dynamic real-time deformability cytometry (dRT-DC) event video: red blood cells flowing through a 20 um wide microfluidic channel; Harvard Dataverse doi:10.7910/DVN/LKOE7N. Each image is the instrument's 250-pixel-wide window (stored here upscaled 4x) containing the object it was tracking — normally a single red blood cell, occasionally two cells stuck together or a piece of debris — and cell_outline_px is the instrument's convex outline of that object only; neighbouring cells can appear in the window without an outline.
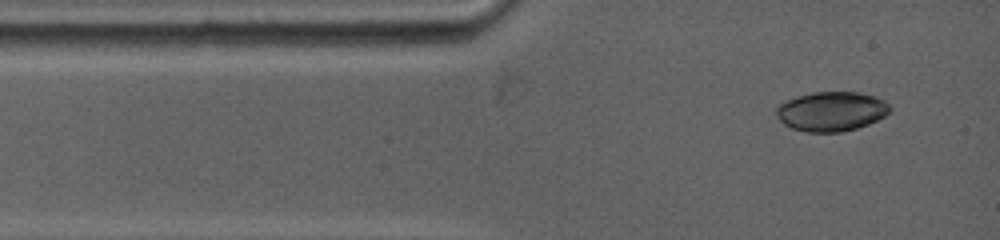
{"species": "common noctule bat (a hibernating species)", "species_latin": "Nyctalus noctula", "temperature_condition": "warm", "stored_images_in_passage": 7, "camera_frame_rate_fps": 5000, "um_per_image_px": 0.085, "animal": {"sex": "female", "body_mass_g": 19.0, "forearm_length_mm": 53.3}, "frame": {"image": 1, "passage_image": 1, "time_ms": 0.0, "image_size_px": [1000, 240], "cell_outline_px": [[888, 112], [884, 116], [868, 124], [856, 128], [840, 132], [808, 132], [792, 128], [784, 124], [776, 116], [776, 108], [780, 104], [796, 96], [816, 92], [860, 92], [876, 96], [884, 100], [888, 104]], "centroid_in_image_um": [70.65, 9.46], "position_along_channel_um": 14.3, "area_um2": 25.95}}
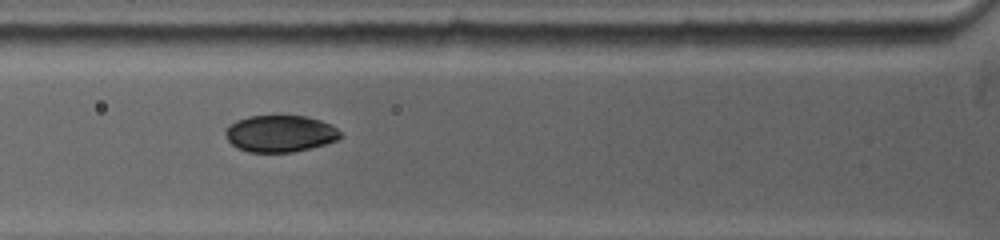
{"frame": {"image": 2, "passage_image": 6, "time_ms": 3.0, "image_size_px": [1000, 240], "cell_outline_px": [[344, 136], [336, 140], [312, 148], [292, 152], [248, 152], [236, 148], [228, 140], [224, 132], [224, 128], [228, 124], [236, 120], [248, 116], [308, 116], [332, 124]], "centroid_in_image_um": [23.79, 11.35], "position_along_channel_um": 102.0, "area_um2": 24.91}}
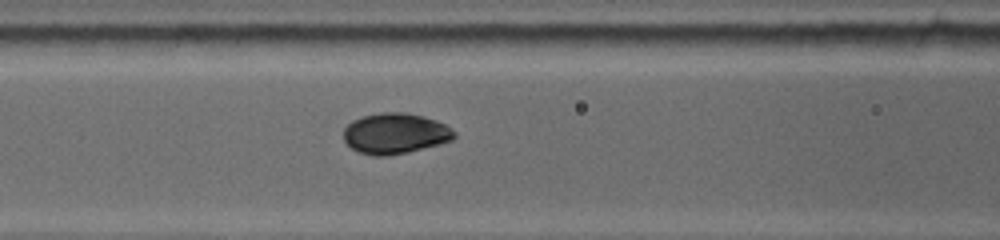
{"frame": {"image": 3, "passage_image": 7, "time_ms": 3.8, "image_size_px": [1000, 240], "cell_outline_px": [[456, 136], [452, 140], [440, 144], [408, 152], [384, 156], [372, 156], [360, 152], [352, 148], [344, 140], [344, 128], [352, 120], [364, 116], [380, 112], [404, 112], [424, 116], [436, 120], [452, 128], [456, 132]], "centroid_in_image_um": [33.61, 11.34], "position_along_channel_um": 133.0, "area_um2": 26.3}}